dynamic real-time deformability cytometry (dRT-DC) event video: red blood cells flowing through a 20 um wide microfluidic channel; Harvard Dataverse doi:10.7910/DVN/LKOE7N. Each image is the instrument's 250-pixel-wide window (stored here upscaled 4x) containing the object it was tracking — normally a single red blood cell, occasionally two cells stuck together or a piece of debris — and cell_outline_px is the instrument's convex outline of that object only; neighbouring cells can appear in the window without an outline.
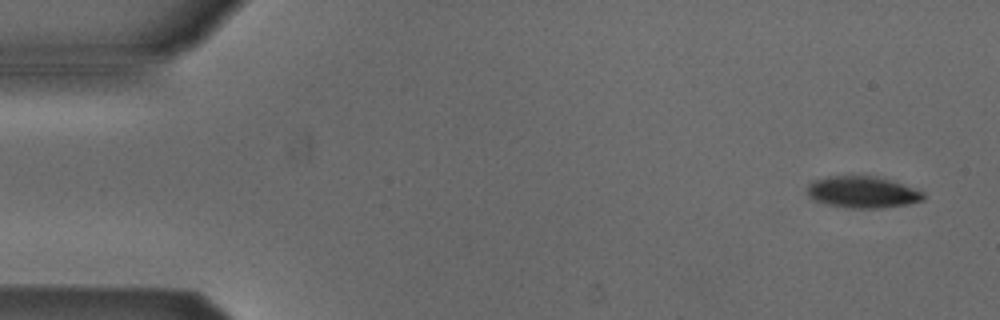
{"species": "Egyptian fruit bat (a non-hibernating species)", "species_latin": "Rousettus aegyptiacus", "temperature_condition": "cold", "stored_images_in_passage": 5, "camera_frame_rate_fps": 3000, "um_per_image_px": 0.085, "animal": {"sex": "male"}, "frame": {"image": 1, "passage_image": 1, "time_ms": 0.0, "image_size_px": [1000, 320], "cell_outline_px": [[924, 200], [908, 204], [884, 208], [844, 208], [812, 200], [808, 192], [808, 184], [812, 180], [828, 176], [876, 176], [892, 180], [904, 184], [924, 192]], "centroid_in_image_um": [73.32, 16.33], "position_along_channel_um": 11.7, "area_um2": 21.62}}
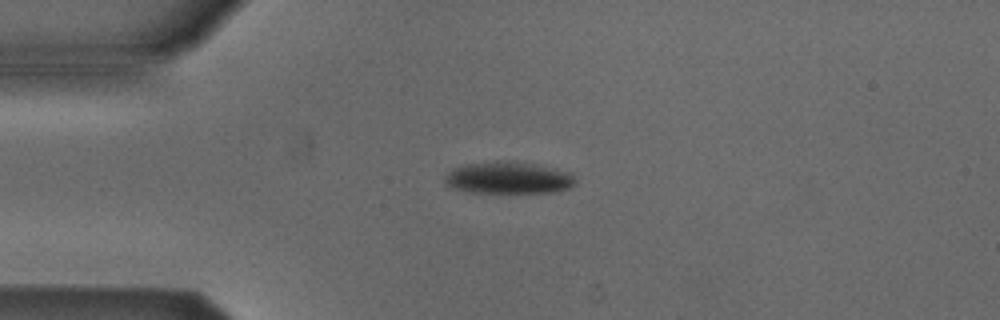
{"frame": {"image": 2, "passage_image": 4, "time_ms": 3.333, "image_size_px": [1000, 320], "cell_outline_px": [[576, 184], [568, 188], [556, 192], [468, 192], [452, 188], [444, 180], [444, 176], [452, 168], [464, 164], [508, 160], [532, 164], [572, 172], [576, 180]], "centroid_in_image_um": [43.22, 15.11], "position_along_channel_um": 41.8, "area_um2": 24.33}}